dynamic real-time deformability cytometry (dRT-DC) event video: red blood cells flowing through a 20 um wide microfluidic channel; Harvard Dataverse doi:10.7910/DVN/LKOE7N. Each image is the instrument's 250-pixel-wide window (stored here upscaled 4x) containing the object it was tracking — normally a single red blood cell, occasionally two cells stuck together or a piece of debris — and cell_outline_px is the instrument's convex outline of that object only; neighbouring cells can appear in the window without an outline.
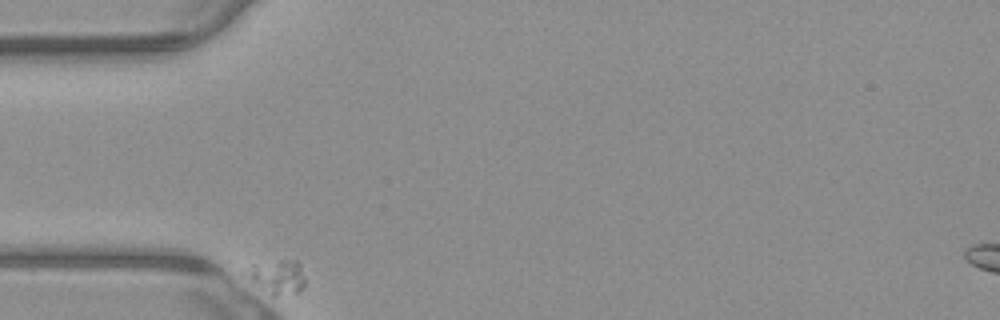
{"species": "common noctule bat (a hibernating species)", "species_latin": "Nyctalus noctula", "temperature_condition": "warm", "stored_images_in_passage": 4, "camera_frame_rate_fps": 3000, "um_per_image_px": 0.085, "animal": {"sex": "male", "body_mass_g": 23.1, "forearm_length_mm": 52.7}, "frame": {"image": 1, "passage_image": 1, "time_ms": 0.0, "image_size_px": [1000, 320], "cell_outline_px": [[304, 284], [300, 292], [276, 296], [272, 296], [252, 284], [240, 272], [252, 268], [280, 260], [296, 260], [300, 264], [304, 276]], "centroid_in_image_um": [23.56, 23.58], "position_along_channel_um": 61.4, "area_um2": 11.62}}
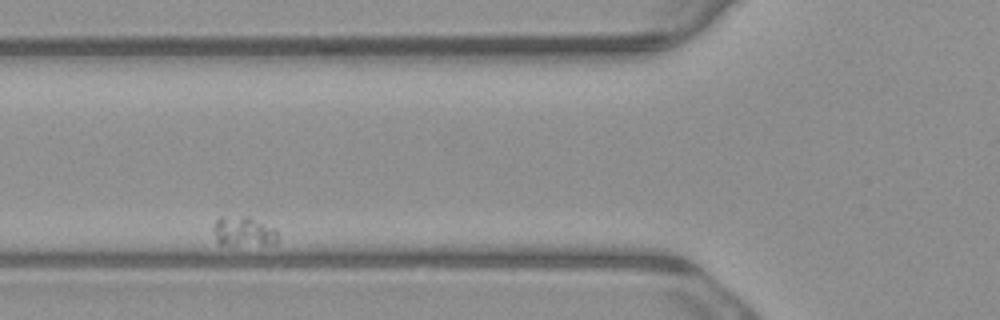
{"frame": {"image": 2, "passage_image": 3, "time_ms": 0.667, "image_size_px": [1000, 320], "cell_outline_px": [[280, 236], [276, 244], [220, 244], [216, 240], [212, 228], [216, 220], [220, 216], [248, 216], [276, 228]], "centroid_in_image_um": [20.73, 19.65], "position_along_channel_um": 105.1, "area_um2": 11.33}}